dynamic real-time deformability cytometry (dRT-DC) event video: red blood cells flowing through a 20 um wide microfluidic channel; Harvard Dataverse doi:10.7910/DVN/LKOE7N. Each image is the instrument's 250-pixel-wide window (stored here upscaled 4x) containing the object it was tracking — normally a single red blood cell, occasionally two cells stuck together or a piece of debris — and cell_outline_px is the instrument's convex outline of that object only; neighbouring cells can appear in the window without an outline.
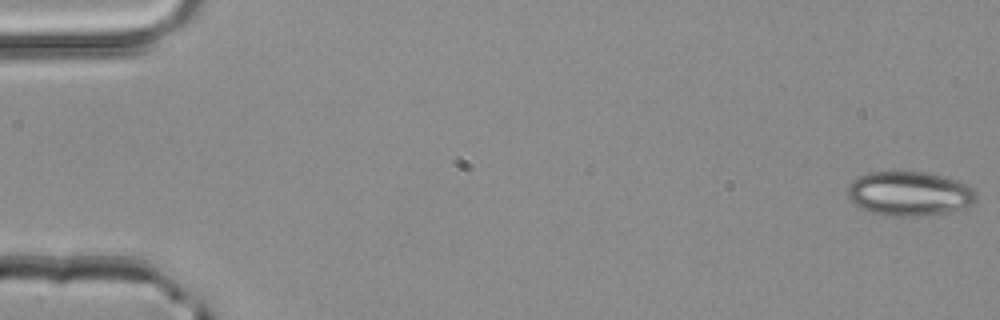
{"species": "common noctule bat (a hibernating species)", "species_latin": "Nyctalus noctula", "temperature_condition": "room temperature", "stored_images_in_passage": 16, "camera_frame_rate_fps": 3000, "um_per_image_px": 0.085, "animal": {"sex": "male", "body_mass_g": 20.4}, "frame": {"image": 1, "passage_image": 1, "time_ms": 0.0, "image_size_px": [1000, 320], "cell_outline_px": [[976, 200], [972, 204], [964, 208], [948, 212], [920, 216], [884, 216], [868, 212], [856, 204], [848, 196], [848, 184], [852, 180], [868, 172], [924, 172], [944, 176], [960, 180], [976, 188]], "centroid_in_image_um": [77.34, 16.46], "position_along_channel_um": 7.7, "area_um2": 33.64}}